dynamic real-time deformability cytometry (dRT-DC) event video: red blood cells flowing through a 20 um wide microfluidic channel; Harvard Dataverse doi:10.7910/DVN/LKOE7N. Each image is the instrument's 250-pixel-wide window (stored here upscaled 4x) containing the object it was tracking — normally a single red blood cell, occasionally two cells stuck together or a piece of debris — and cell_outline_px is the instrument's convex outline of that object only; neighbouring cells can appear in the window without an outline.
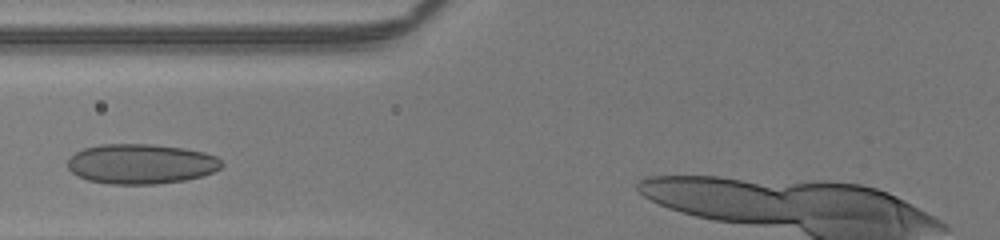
{"species": "human", "species_latin": "Homo sapiens", "temperature_condition": "room temperature", "stored_images_in_passage": 27, "camera_frame_rate_fps": 3000, "um_per_image_px": 0.085, "donor": {"sex": "male"}, "frame": {"image": 1, "passage_image": 6, "time_ms": 1.667, "image_size_px": [1000, 240], "cell_outline_px": [[224, 164], [220, 168], [212, 172], [200, 176], [184, 180], [156, 184], [108, 184], [88, 180], [72, 172], [68, 168], [68, 160], [76, 152], [84, 148], [100, 144], [152, 144], [184, 148], [204, 152], [216, 156]], "centroid_in_image_um": [11.99, 13.92], "position_along_channel_um": 113.8, "area_um2": 35.78}}
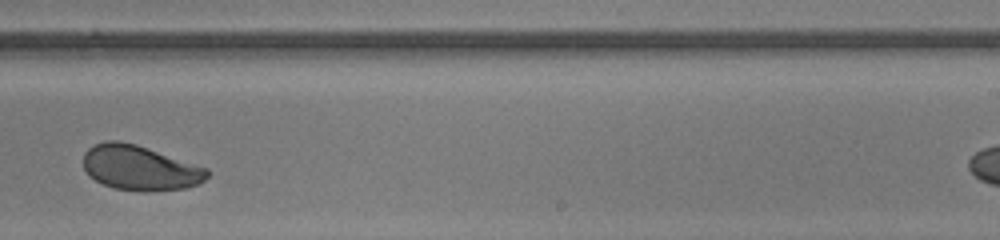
{"frame": {"image": 2, "passage_image": 18, "time_ms": 5.667, "image_size_px": [1000, 240], "cell_outline_px": [[208, 176], [200, 184], [184, 188], [152, 192], [140, 192], [116, 188], [104, 184], [88, 176], [84, 168], [84, 152], [88, 148], [104, 140], [120, 140], [136, 144], [208, 168]], "centroid_in_image_um": [11.89, 14.27], "position_along_channel_um": 277.1, "area_um2": 32.6}}
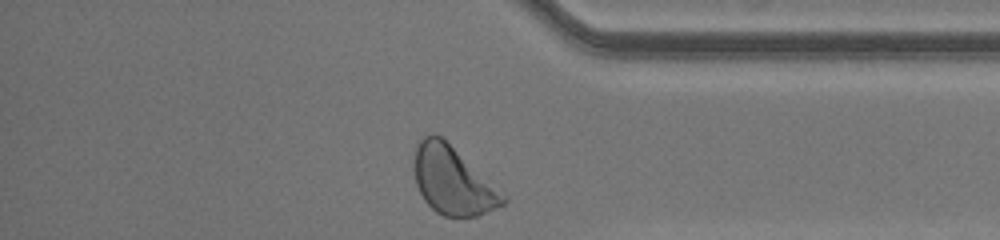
{"frame": {"image": 3, "passage_image": 27, "time_ms": 8.667, "image_size_px": [1000, 240], "cell_outline_px": [[508, 200], [504, 204], [476, 216], [444, 216], [436, 212], [424, 200], [416, 184], [412, 168], [412, 152], [416, 140], [420, 136], [440, 136], [508, 196]], "centroid_in_image_um": [38.43, 15.33], "position_along_channel_um": 396.8, "area_um2": 35.26}, "authors_computed_cell_mechanics": {"area_um2": 33.1194, "velocity_mm_per_s": 4.0924, "shape_relaxation_time_tau1_ms": 6.2473, "shape_relaxation_time_tau2_ms": 0.8661, "deformation_change_tau1": 0.1611, "deformation_change_tau2": 0.0543}}